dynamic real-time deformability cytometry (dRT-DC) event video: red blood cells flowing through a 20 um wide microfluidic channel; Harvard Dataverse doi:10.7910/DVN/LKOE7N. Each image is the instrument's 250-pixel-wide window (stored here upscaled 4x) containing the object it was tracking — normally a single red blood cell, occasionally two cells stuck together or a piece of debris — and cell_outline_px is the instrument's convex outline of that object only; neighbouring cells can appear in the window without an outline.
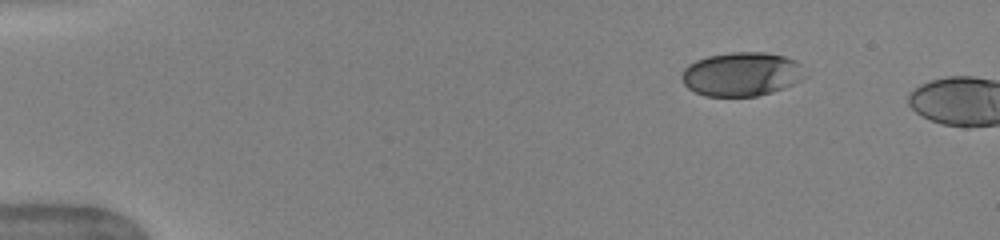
{"species": "human", "species_latin": "Homo sapiens", "temperature_condition": "warm", "stored_images_in_passage": 5, "camera_frame_rate_fps": 3000, "um_per_image_px": 0.085, "donor": {"sex": "female"}, "frame": {"image": 1, "passage_image": 1, "time_ms": 0.0, "image_size_px": [1000, 240], "cell_outline_px": [[808, 76], [804, 80], [772, 92], [756, 96], [704, 96], [688, 88], [684, 84], [680, 76], [684, 68], [688, 64], [696, 60], [708, 56], [732, 52], [768, 52], [784, 56], [796, 60]], "centroid_in_image_um": [63.05, 6.3], "position_along_channel_um": 21.9, "area_um2": 31.85}}